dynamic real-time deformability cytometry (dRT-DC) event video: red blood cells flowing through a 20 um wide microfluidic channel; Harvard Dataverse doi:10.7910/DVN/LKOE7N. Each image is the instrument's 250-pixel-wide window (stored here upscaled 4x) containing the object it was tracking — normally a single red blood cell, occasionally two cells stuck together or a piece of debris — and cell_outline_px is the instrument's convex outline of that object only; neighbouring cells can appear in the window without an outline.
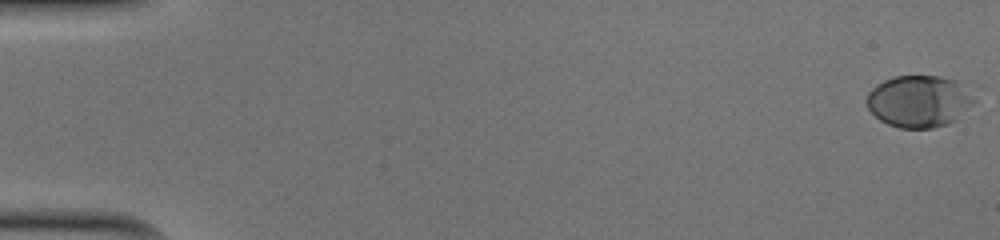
{"species": "human", "species_latin": "Homo sapiens", "temperature_condition": "cold", "stored_images_in_passage": 52, "camera_frame_rate_fps": 3000, "um_per_image_px": 0.085, "donor": {"sex": "male"}, "frame": {"image": 1, "passage_image": 1, "time_ms": 0.0, "image_size_px": [1000, 240], "cell_outline_px": [[984, 88], [976, 104], [960, 120], [948, 124], [932, 128], [900, 128], [888, 124], [880, 120], [868, 108], [864, 100], [868, 92], [876, 84], [892, 76], [940, 76], [976, 84]], "centroid_in_image_um": [78.37, 8.57], "position_along_channel_um": 6.6, "area_um2": 34.85}}
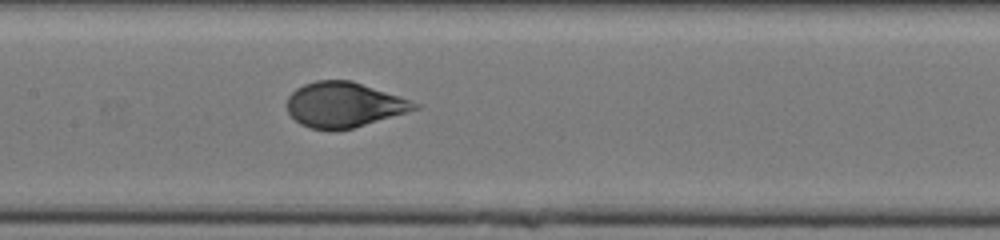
{"frame": {"image": 2, "passage_image": 27, "time_ms": 8.667, "image_size_px": [1000, 240], "cell_outline_px": [[420, 108], [352, 128], [328, 132], [312, 128], [300, 124], [288, 112], [288, 96], [296, 88], [304, 84], [316, 80], [352, 80], [400, 96], [420, 104]], "centroid_in_image_um": [29.22, 8.9], "position_along_channel_um": 178.2, "area_um2": 33.52}}
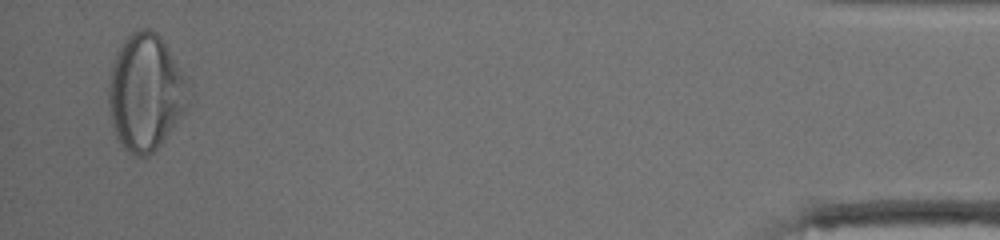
{"frame": {"image": 3, "passage_image": 51, "time_ms": 16.667, "image_size_px": [1000, 240], "cell_outline_px": [[192, 92], [188, 104], [184, 112], [164, 140], [148, 156], [136, 156], [128, 152], [116, 136], [112, 124], [108, 104], [108, 80], [112, 64], [116, 52], [120, 44], [132, 32], [140, 28], [148, 28], [156, 32], [160, 36], [168, 48], [184, 76]], "centroid_in_image_um": [12.36, 7.84], "position_along_channel_um": 422.8, "area_um2": 54.27}, "authors_computed_cell_mechanics": {"area_um2": 34.3043, "velocity_mm_per_s": 4.0072, "shape_relaxation_time_tau1_ms": 3.3947, "shape_relaxation_time_tau2_ms": null, "deformation_change_tau1": 0.1653, "deformation_change_tau2": null}}